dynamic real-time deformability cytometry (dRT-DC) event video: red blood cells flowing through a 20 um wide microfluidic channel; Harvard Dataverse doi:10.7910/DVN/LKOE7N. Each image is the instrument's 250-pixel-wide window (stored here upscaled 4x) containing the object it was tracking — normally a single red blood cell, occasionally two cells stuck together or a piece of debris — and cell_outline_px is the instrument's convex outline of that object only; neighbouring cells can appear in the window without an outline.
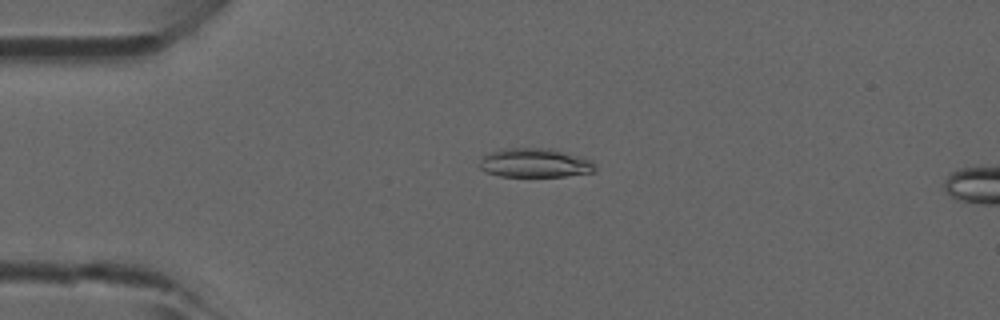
{"species": "common noctule bat (a hibernating species)", "species_latin": "Nyctalus noctula", "temperature_condition": "room temperature", "stored_images_in_passage": 46, "camera_frame_rate_fps": 3000, "um_per_image_px": 0.085, "animal": {"sex": "male", "forearm_length_mm": 52.5}, "frame": {"image": 1, "passage_image": 11, "time_ms": 3.333, "image_size_px": [1000, 320], "cell_outline_px": [[596, 172], [564, 176], [500, 176], [484, 172], [480, 168], [480, 160], [488, 152], [500, 148], [552, 148], [592, 160], [596, 164]], "centroid_in_image_um": [45.47, 13.84], "position_along_channel_um": 39.5, "area_um2": 19.83}}
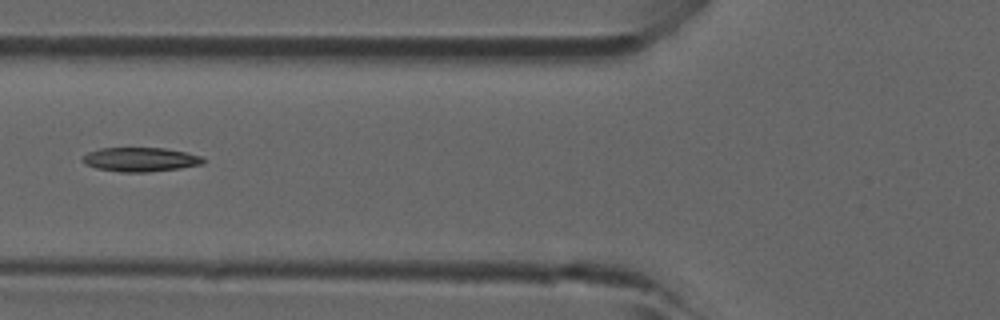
{"frame": {"image": 2, "passage_image": 18, "time_ms": 5.667, "image_size_px": [1000, 320], "cell_outline_px": [[204, 164], [180, 168], [148, 172], [120, 172], [96, 168], [84, 164], [80, 160], [88, 152], [100, 148], [164, 148], [184, 152], [200, 156], [204, 160]], "centroid_in_image_um": [11.89, 13.56], "position_along_channel_um": 113.9, "area_um2": 16.94}}
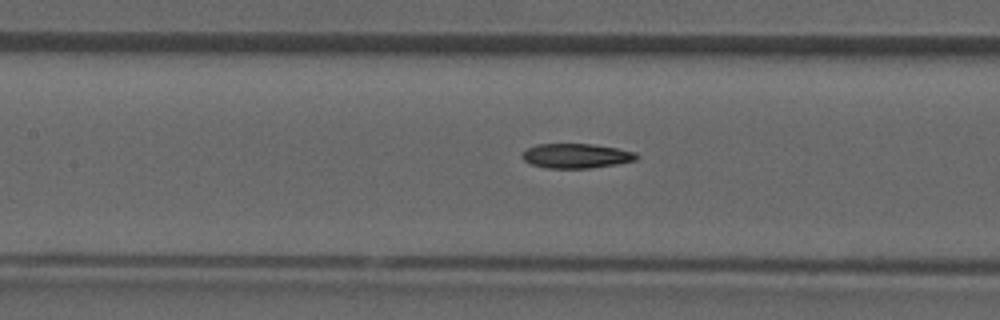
{"frame": {"image": 3, "passage_image": 21, "time_ms": 6.667, "image_size_px": [1000, 320], "cell_outline_px": [[640, 156], [636, 160], [616, 164], [592, 168], [548, 168], [532, 164], [524, 160], [520, 156], [520, 152], [536, 144], [592, 144], [616, 148], [636, 152]], "centroid_in_image_um": [48.97, 13.24], "position_along_channel_um": 158.4, "area_um2": 16.47}}